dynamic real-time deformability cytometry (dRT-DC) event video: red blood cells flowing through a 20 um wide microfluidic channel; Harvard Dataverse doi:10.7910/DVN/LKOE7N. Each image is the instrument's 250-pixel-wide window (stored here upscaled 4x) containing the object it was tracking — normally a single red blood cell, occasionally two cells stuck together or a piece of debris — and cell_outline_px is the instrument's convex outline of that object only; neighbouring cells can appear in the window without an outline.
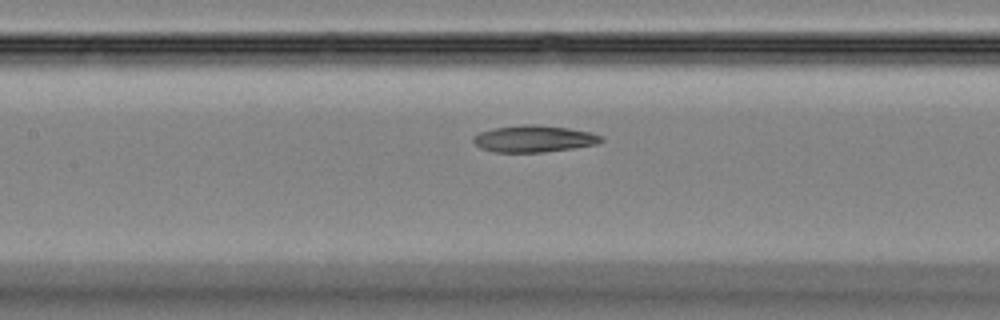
{"species": "Egyptian fruit bat (a non-hibernating species)", "species_latin": "Rousettus aegyptiacus", "temperature_condition": "room temperature", "stored_images_in_passage": 48, "camera_frame_rate_fps": 3000, "um_per_image_px": 0.085, "animal": {"sex": "female"}, "frame": {"image": 1, "passage_image": 23, "time_ms": 7.333, "image_size_px": [1000, 320], "cell_outline_px": [[604, 140], [596, 144], [572, 148], [544, 152], [492, 152], [480, 148], [472, 140], [472, 136], [480, 132], [492, 128], [524, 124], [536, 124], [568, 128], [592, 132], [604, 136]], "centroid_in_image_um": [45.38, 11.79], "position_along_channel_um": 162.0, "area_um2": 20.11}}
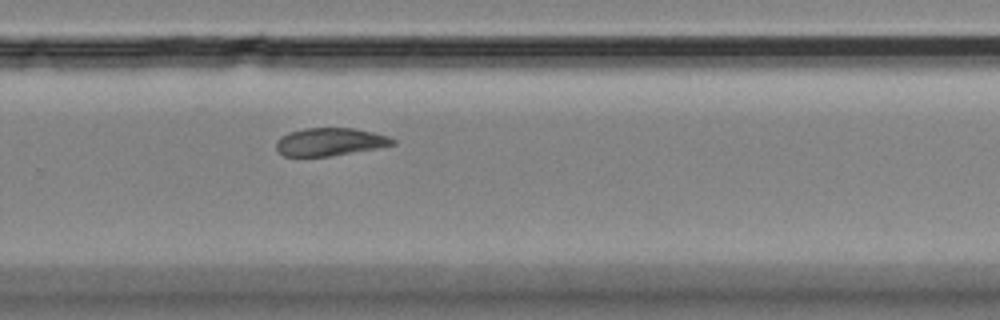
{"frame": {"image": 2, "passage_image": 33, "time_ms": 10.667, "image_size_px": [1000, 320], "cell_outline_px": [[396, 144], [376, 148], [332, 156], [284, 156], [276, 148], [276, 140], [280, 136], [288, 132], [304, 128], [352, 128], [372, 132], [388, 136], [396, 140]], "centroid_in_image_um": [28.02, 12.05], "position_along_channel_um": 301.8, "area_um2": 18.9}}
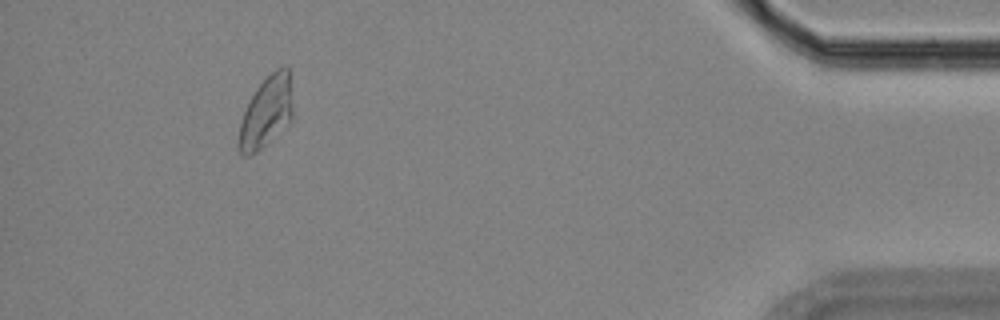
{"frame": {"image": 3, "passage_image": 45, "time_ms": 14.667, "image_size_px": [1000, 320], "cell_outline_px": [[292, 120], [256, 152], [248, 156], [244, 156], [240, 152], [240, 124], [244, 112], [256, 88], [276, 68], [288, 64], [292, 112]], "centroid_in_image_um": [22.65, 9.49], "position_along_channel_um": 412.5, "area_um2": 21.62}}